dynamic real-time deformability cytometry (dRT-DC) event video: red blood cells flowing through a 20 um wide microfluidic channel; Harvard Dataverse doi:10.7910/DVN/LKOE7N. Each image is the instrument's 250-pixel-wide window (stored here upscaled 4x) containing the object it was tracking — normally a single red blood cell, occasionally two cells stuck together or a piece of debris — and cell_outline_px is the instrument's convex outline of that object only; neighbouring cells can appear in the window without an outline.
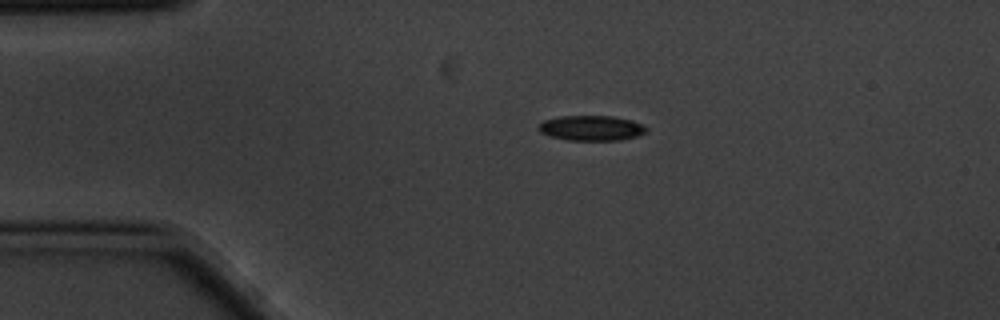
{"species": "common noctule bat (a hibernating species)", "species_latin": "Nyctalus noctula", "temperature_condition": "cold", "stored_images_in_passage": 4, "camera_frame_rate_fps": 3000, "um_per_image_px": 0.085, "animal": {"sex": "male", "body_mass_g": 20.1, "forearm_length_mm": 53.5}, "frame": {"image": 1, "passage_image": 3, "time_ms": 0.667, "image_size_px": [1000, 320], "cell_outline_px": [[648, 128], [644, 132], [636, 136], [620, 140], [568, 140], [548, 136], [540, 132], [536, 128], [544, 120], [560, 116], [612, 116], [632, 120], [644, 124]], "centroid_in_image_um": [50.25, 10.88], "position_along_channel_um": 34.8, "area_um2": 15.84}}